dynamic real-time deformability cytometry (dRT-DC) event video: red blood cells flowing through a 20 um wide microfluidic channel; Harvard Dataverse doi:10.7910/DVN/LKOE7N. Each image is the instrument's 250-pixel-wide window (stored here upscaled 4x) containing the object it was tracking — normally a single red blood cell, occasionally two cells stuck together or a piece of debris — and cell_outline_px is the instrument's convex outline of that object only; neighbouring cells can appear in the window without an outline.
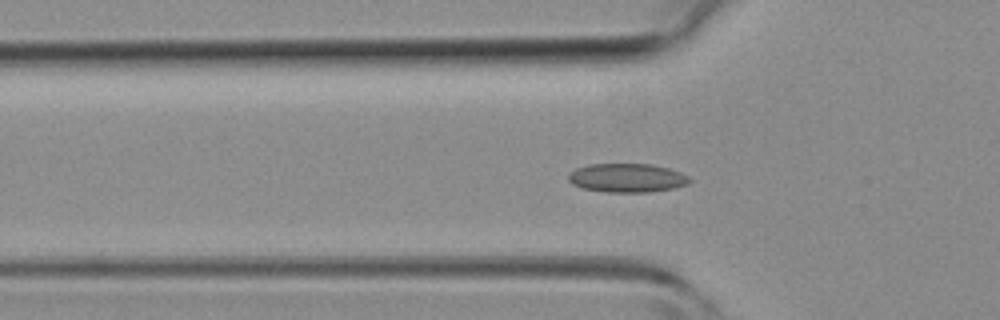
{"species": "common noctule bat (a hibernating species)", "species_latin": "Nyctalus noctula", "temperature_condition": "room temperature", "stored_images_in_passage": 45, "camera_frame_rate_fps": 3000, "um_per_image_px": 0.085, "animal": {"sex": "female", "body_mass_g": 19.3, "forearm_length_mm": 54.1}, "frame": {"image": 1, "passage_image": 14, "time_ms": 4.333, "image_size_px": [1000, 320], "cell_outline_px": [[692, 180], [688, 184], [672, 188], [648, 192], [604, 192], [584, 188], [572, 184], [568, 180], [568, 176], [576, 168], [588, 164], [652, 164], [668, 168], [680, 172], [688, 176]], "centroid_in_image_um": [53.3, 15.12], "position_along_channel_um": 72.5, "area_um2": 20.29}}
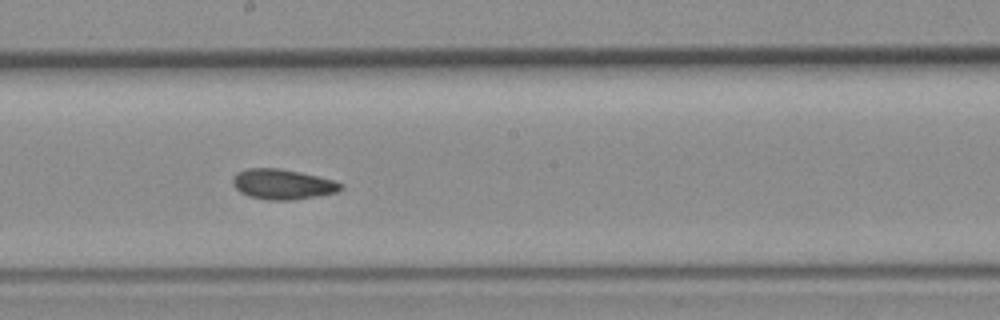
{"frame": {"image": 2, "passage_image": 24, "time_ms": 7.667, "image_size_px": [1000, 320], "cell_outline_px": [[344, 188], [340, 192], [320, 196], [292, 200], [268, 200], [248, 196], [240, 192], [232, 184], [232, 176], [236, 172], [248, 168], [280, 168], [300, 172], [332, 180], [344, 184]], "centroid_in_image_um": [24.03, 15.67], "position_along_channel_um": 224.2, "area_um2": 19.31}}
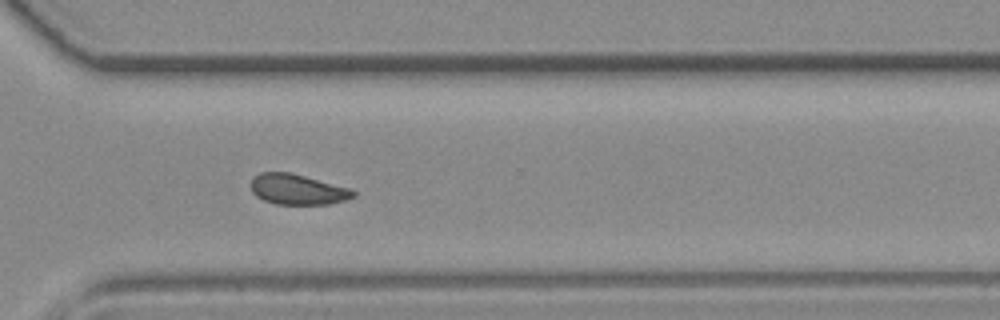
{"frame": {"image": 3, "passage_image": 32, "time_ms": 10.333, "image_size_px": [1000, 320], "cell_outline_px": [[356, 196], [344, 200], [328, 204], [276, 204], [264, 200], [256, 196], [252, 192], [252, 176], [260, 172], [292, 172], [352, 188], [356, 192]], "centroid_in_image_um": [25.31, 16.08], "position_along_channel_um": 345.3, "area_um2": 18.38}}